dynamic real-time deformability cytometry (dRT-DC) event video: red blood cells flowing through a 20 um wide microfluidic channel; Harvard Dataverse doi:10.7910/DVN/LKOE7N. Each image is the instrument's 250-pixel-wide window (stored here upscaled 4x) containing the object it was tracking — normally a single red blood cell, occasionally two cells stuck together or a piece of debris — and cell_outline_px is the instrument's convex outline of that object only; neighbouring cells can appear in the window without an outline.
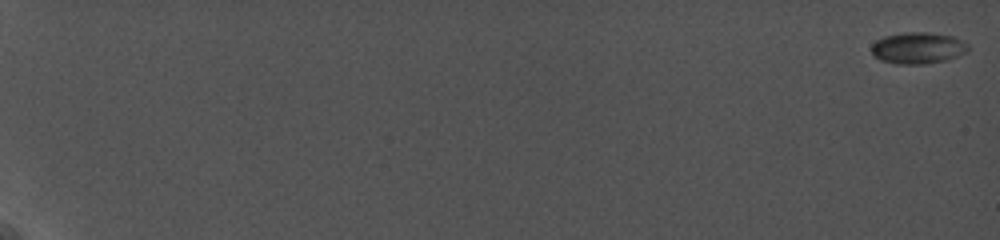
{"species": "common noctule bat (a hibernating species)", "species_latin": "Nyctalus noctula", "temperature_condition": "cold", "stored_images_in_passage": 14, "camera_frame_rate_fps": 5000, "um_per_image_px": 0.085, "animal": {"sex": "female", "body_mass_g": 19.0, "forearm_length_mm": 56.7}, "frame": {"image": 1, "passage_image": 1, "time_ms": 0.0, "image_size_px": [1000, 240], "cell_outline_px": [[968, 52], [944, 60], [924, 64], [896, 64], [880, 60], [872, 56], [872, 44], [876, 40], [884, 36], [904, 32], [928, 32], [952, 36], [968, 44]], "centroid_in_image_um": [77.98, 4.08], "position_along_channel_um": 7.0, "area_um2": 17.74}}